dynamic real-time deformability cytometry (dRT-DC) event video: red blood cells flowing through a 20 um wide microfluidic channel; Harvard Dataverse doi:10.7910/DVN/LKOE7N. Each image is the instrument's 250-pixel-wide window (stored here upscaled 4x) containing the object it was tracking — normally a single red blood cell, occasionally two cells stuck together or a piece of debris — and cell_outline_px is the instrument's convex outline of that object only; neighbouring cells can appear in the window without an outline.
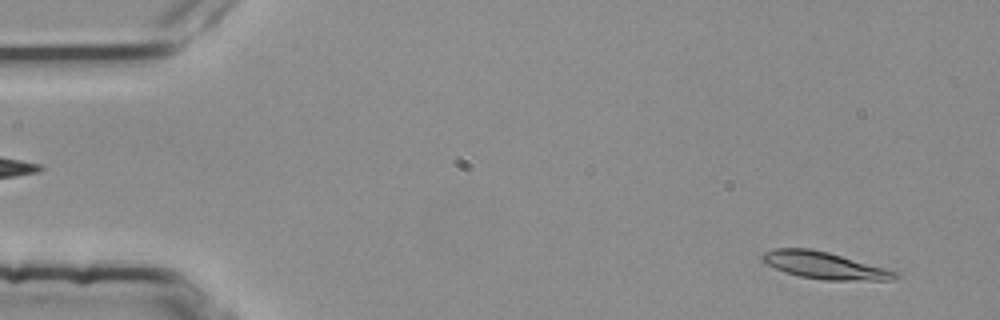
{"species": "common noctule bat (a hibernating species)", "species_latin": "Nyctalus noctula", "temperature_condition": "room temperature", "stored_images_in_passage": 51, "camera_frame_rate_fps": 3000, "um_per_image_px": 0.085, "animal": {"sex": "female", "body_mass_g": 25.1}, "frame": {"image": 1, "passage_image": 3, "time_ms": 0.667, "image_size_px": [1000, 320], "cell_outline_px": [[900, 276], [892, 280], [824, 280], [800, 276], [784, 272], [760, 260], [760, 256], [764, 252], [776, 248], [808, 248], [828, 252], [884, 268], [896, 272]], "centroid_in_image_um": [70.03, 22.56], "position_along_channel_um": 15.0, "area_um2": 20.63}}
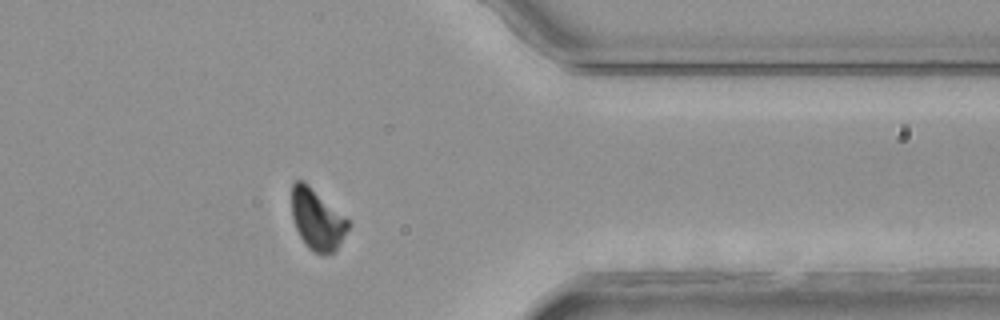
{"frame": {"image": 2, "passage_image": 43, "time_ms": 14.0, "image_size_px": [1000, 320], "cell_outline_px": [[352, 224], [340, 244], [332, 252], [324, 256], [320, 256], [312, 252], [304, 244], [292, 220], [292, 184], [296, 180], [304, 180], [344, 216]], "centroid_in_image_um": [26.95, 18.69], "position_along_channel_um": 384.4, "area_um2": 20.23}}
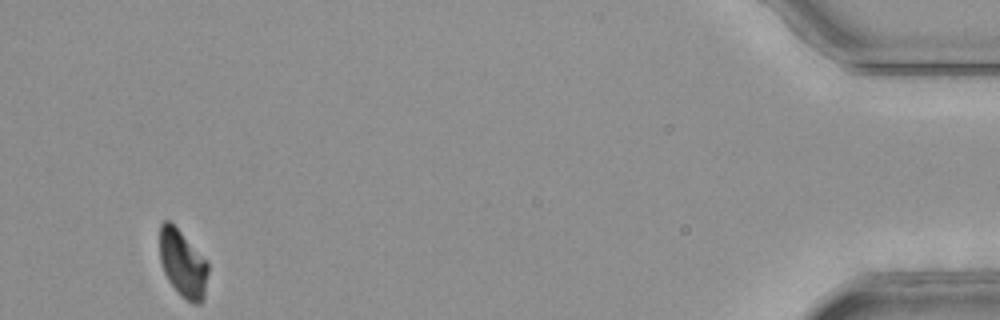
{"frame": {"image": 3, "passage_image": 51, "time_ms": 16.667, "image_size_px": [1000, 320], "cell_outline_px": [[208, 272], [204, 300], [200, 304], [192, 304], [180, 296], [168, 280], [164, 272], [160, 260], [160, 224], [164, 220], [168, 220], [208, 260]], "centroid_in_image_um": [15.56, 22.46], "position_along_channel_um": 419.6, "area_um2": 19.07}, "authors_computed_cell_mechanics": {"area_um2": 20.8658, "velocity_mm_per_s": 3.7578, "shape_relaxation_time_tau1_ms": 6.0351, "shape_relaxation_time_tau2_ms": 7.8859, "deformation_change_tau1": 0.1769, "deformation_change_tau2": 0.1421}}